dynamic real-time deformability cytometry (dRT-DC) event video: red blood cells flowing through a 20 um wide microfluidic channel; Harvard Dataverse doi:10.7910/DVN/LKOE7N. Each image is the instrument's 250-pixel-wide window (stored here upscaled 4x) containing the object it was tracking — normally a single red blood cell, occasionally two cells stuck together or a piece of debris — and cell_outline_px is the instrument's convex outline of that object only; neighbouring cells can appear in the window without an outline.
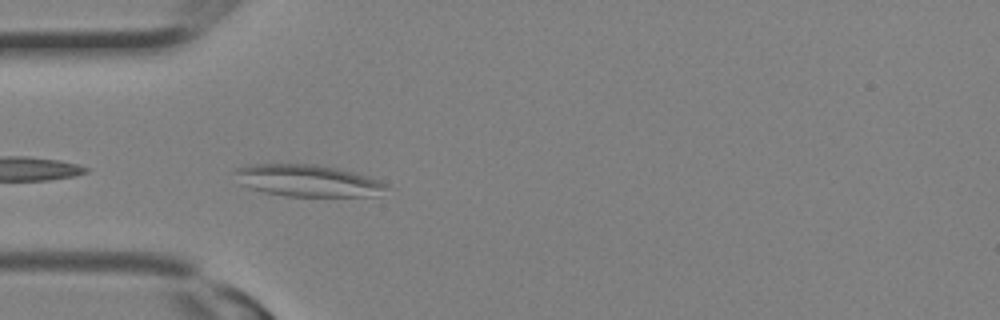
{"species": "Egyptian fruit bat (a non-hibernating species)", "species_latin": "Rousettus aegyptiacus", "temperature_condition": "room temperature", "stored_images_in_passage": 13, "camera_frame_rate_fps": 3000, "um_per_image_px": 0.085, "animal": {"sex": "female"}, "frame": {"image": 1, "passage_image": 4, "time_ms": 1.0, "image_size_px": [1000, 320], "cell_outline_px": [[388, 188], [376, 196], [284, 196], [264, 192], [240, 184], [232, 172], [236, 168], [248, 164], [316, 164], [336, 168], [368, 176], [380, 180]], "centroid_in_image_um": [26.11, 15.35], "position_along_channel_um": 58.9, "area_um2": 28.15}}
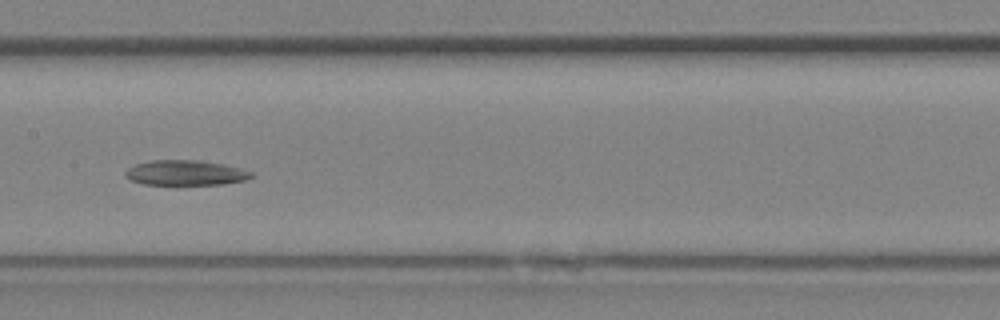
{"frame": {"image": 2, "passage_image": 10, "time_ms": 3.0, "image_size_px": [1000, 320], "cell_outline_px": [[252, 176], [244, 180], [220, 184], [144, 184], [132, 180], [124, 176], [124, 172], [128, 168], [136, 164], [152, 160], [200, 160], [224, 164], [240, 168], [252, 172]], "centroid_in_image_um": [15.74, 14.67], "position_along_channel_um": 191.7, "area_um2": 18.21}}